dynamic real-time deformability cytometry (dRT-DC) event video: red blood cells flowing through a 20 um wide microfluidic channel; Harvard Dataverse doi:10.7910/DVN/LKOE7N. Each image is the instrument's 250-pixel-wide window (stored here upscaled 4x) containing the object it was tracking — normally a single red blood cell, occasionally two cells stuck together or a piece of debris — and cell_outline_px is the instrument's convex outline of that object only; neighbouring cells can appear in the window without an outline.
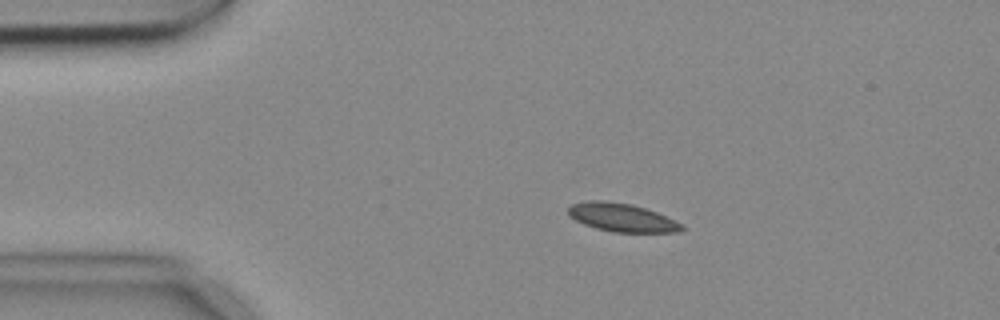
{"species": "common noctule bat (a hibernating species)", "species_latin": "Nyctalus noctula", "temperature_condition": "cold", "stored_images_in_passage": 5, "camera_frame_rate_fps": 3000, "um_per_image_px": 0.085, "animal": {"sex": "female", "body_mass_g": 18.4}, "frame": {"image": 1, "passage_image": 3, "time_ms": 0.667, "image_size_px": [1000, 320], "cell_outline_px": [[684, 228], [680, 232], [612, 232], [596, 228], [584, 224], [568, 216], [568, 208], [572, 204], [588, 200], [604, 200], [632, 204], [656, 212], [684, 224]], "centroid_in_image_um": [52.85, 18.48], "position_along_channel_um": 32.1, "area_um2": 18.79}}
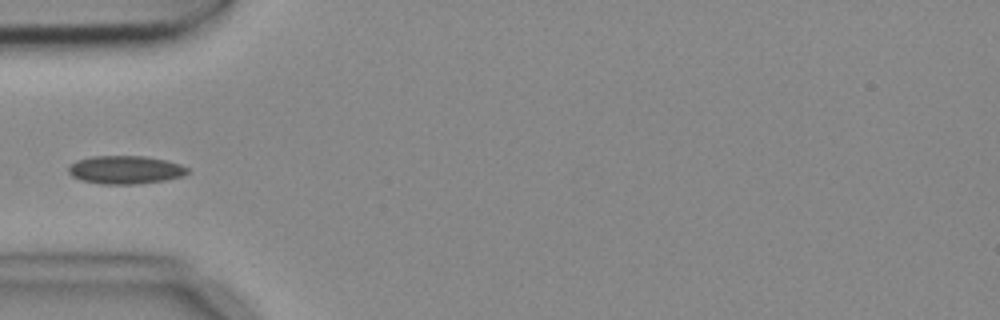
{"frame": {"image": 2, "passage_image": 5, "time_ms": 1.333, "image_size_px": [1000, 320], "cell_outline_px": [[192, 172], [184, 176], [164, 180], [136, 184], [100, 184], [80, 180], [72, 176], [68, 172], [68, 168], [76, 160], [92, 156], [144, 156], [168, 160], [180, 164], [188, 168]], "centroid_in_image_um": [10.68, 14.43], "position_along_channel_um": 74.3, "area_um2": 19.77}}